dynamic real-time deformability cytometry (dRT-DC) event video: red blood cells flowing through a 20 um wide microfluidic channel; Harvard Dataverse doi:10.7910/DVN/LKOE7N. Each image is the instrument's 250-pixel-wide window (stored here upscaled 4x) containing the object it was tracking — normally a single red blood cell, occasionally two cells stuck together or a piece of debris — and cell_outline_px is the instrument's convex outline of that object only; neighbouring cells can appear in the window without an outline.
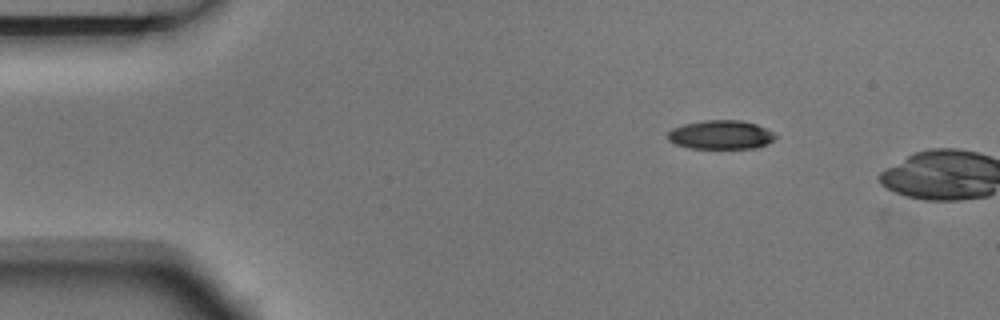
{"species": "Egyptian fruit bat (a non-hibernating species)", "species_latin": "Rousettus aegyptiacus", "temperature_condition": "room temperature", "stored_images_in_passage": 2, "camera_frame_rate_fps": 3000, "um_per_image_px": 0.085, "animal": {"sex": "male"}, "frame": {"image": 1, "passage_image": 1, "time_ms": 0.0, "image_size_px": [1000, 320], "cell_outline_px": [[776, 136], [768, 144], [756, 148], [688, 148], [676, 144], [668, 140], [668, 132], [672, 128], [684, 124], [704, 120], [740, 120], [756, 124], [772, 132]], "centroid_in_image_um": [61.25, 11.46], "position_along_channel_um": 23.8, "area_um2": 18.03}}